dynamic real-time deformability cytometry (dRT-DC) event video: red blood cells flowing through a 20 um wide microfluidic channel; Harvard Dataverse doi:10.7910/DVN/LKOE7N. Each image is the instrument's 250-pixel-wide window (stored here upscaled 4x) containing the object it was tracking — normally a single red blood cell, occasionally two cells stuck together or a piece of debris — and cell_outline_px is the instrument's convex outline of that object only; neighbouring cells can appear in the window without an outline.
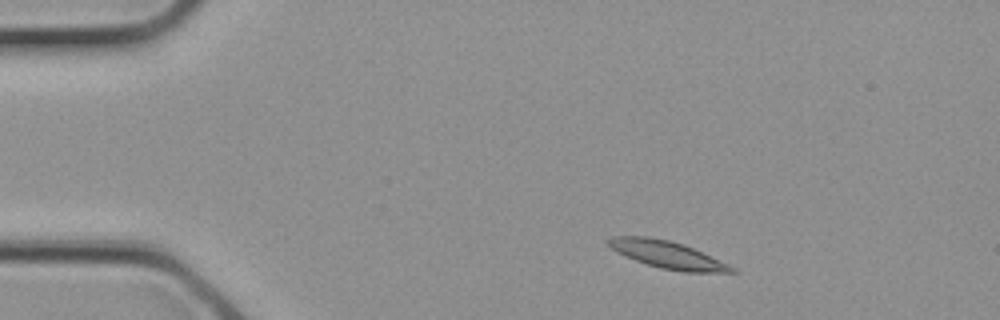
{"species": "common noctule bat (a hibernating species)", "species_latin": "Nyctalus noctula", "temperature_condition": "cold", "stored_images_in_passage": 2, "camera_frame_rate_fps": 3000, "um_per_image_px": 0.085, "animal": {"sex": "female", "body_mass_g": 21.9}, "frame": {"image": 1, "passage_image": 1, "time_ms": 0.0, "image_size_px": [1000, 320], "cell_outline_px": [[740, 272], [684, 272], [660, 268], [624, 256], [616, 252], [604, 240], [612, 236], [648, 236], [668, 240], [684, 244], [728, 264], [736, 268]], "centroid_in_image_um": [56.7, 21.64], "position_along_channel_um": 28.3, "area_um2": 19.59}}
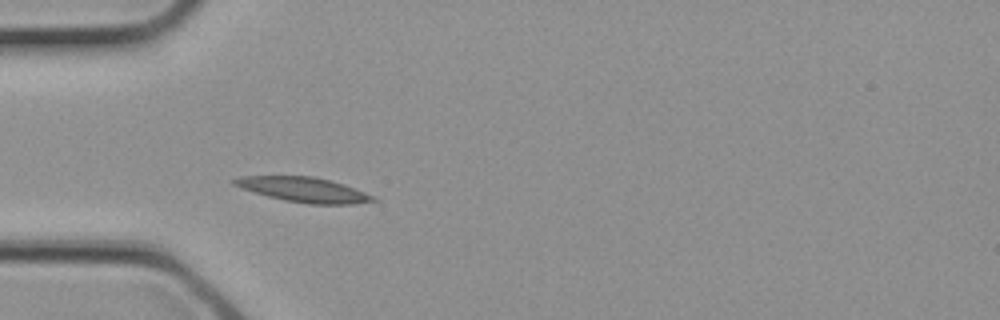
{"frame": {"image": 2, "passage_image": 2, "time_ms": 0.333, "image_size_px": [1000, 320], "cell_outline_px": [[380, 200], [352, 204], [308, 204], [284, 200], [268, 196], [232, 184], [232, 180], [240, 176], [312, 176], [344, 184], [364, 192]], "centroid_in_image_um": [25.83, 16.12], "position_along_channel_um": 59.2, "area_um2": 19.77}}